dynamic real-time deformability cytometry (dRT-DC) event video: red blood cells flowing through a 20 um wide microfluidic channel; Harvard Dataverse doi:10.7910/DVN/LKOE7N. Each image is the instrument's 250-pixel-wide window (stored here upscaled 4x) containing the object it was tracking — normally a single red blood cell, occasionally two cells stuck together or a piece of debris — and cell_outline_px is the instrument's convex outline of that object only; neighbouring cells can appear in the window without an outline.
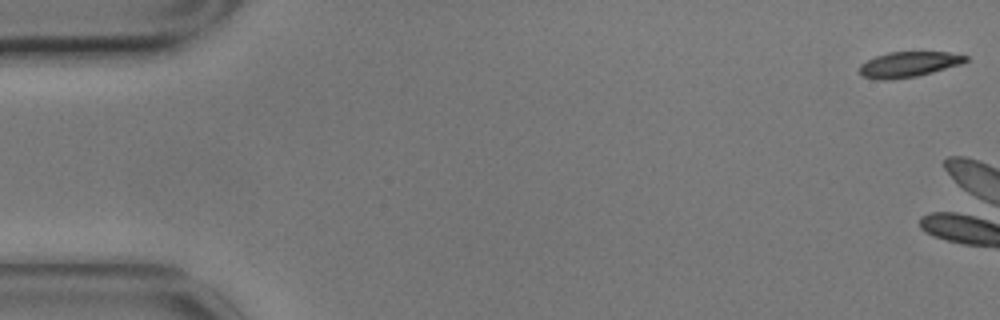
{"species": "common noctule bat (a hibernating species)", "species_latin": "Nyctalus noctula", "temperature_condition": "cold", "stored_images_in_passage": 6, "camera_frame_rate_fps": 3000, "um_per_image_px": 0.085, "animal": {"sex": "male", "body_mass_g": 17.9}, "frame": {"image": 1, "passage_image": 1, "time_ms": 0.0, "image_size_px": [1000, 320], "cell_outline_px": [[968, 60], [960, 64], [932, 72], [916, 76], [892, 80], [876, 80], [864, 76], [860, 72], [860, 64], [876, 56], [888, 52], [948, 52], [968, 56]], "centroid_in_image_um": [77.22, 5.47], "position_along_channel_um": 7.8, "area_um2": 15.61}}